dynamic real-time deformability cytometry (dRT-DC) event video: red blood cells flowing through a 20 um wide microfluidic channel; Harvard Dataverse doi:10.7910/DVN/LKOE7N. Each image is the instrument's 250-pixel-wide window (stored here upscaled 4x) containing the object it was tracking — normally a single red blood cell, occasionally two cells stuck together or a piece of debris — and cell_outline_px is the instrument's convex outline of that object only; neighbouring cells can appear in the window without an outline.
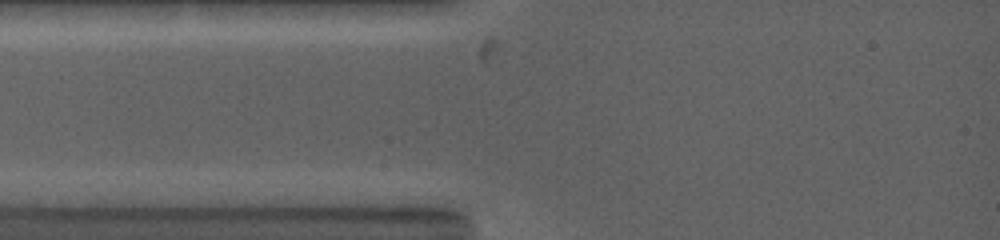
{"species": "common noctule bat (a hibernating species)", "species_latin": "Nyctalus noctula", "temperature_condition": "warm", "stored_images_in_passage": 2, "camera_frame_rate_fps": 5000, "um_per_image_px": 0.085, "animal": {"sex": "female", "body_mass_g": 19.0, "forearm_length_mm": 53.3}, "frame": {"image": 1, "passage_image": 1, "time_ms": 0.0, "image_size_px": [1000, 240], "cell_outline_px": [[428, 164], [416, 168], [332, 168], [308, 164], [292, 160], [296, 156], [392, 156], [428, 160]], "centroid_in_image_um": [30.78, 13.76], "position_along_channel_um": 54.2, "area_um2": 10.0}}